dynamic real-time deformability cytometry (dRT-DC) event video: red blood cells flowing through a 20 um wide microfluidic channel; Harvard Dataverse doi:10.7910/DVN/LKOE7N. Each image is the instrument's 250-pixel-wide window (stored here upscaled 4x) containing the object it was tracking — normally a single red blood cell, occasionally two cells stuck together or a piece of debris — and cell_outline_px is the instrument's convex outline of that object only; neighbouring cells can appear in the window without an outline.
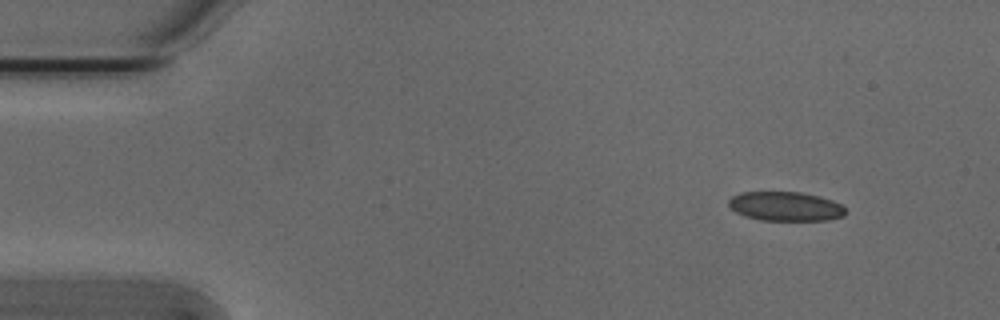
{"species": "Egyptian fruit bat (a non-hibernating species)", "species_latin": "Rousettus aegyptiacus", "temperature_condition": "cold", "stored_images_in_passage": 49, "camera_frame_rate_fps": 3000, "um_per_image_px": 0.085, "animal": {"sex": "male"}, "frame": {"image": 1, "passage_image": 1, "time_ms": 0.0, "image_size_px": [1000, 320], "cell_outline_px": [[844, 216], [828, 220], [760, 220], [744, 216], [736, 212], [728, 204], [728, 200], [732, 196], [740, 192], [800, 192], [820, 196], [832, 200], [840, 204], [844, 208]], "centroid_in_image_um": [66.75, 17.53], "position_along_channel_um": 18.3, "area_um2": 19.88}}
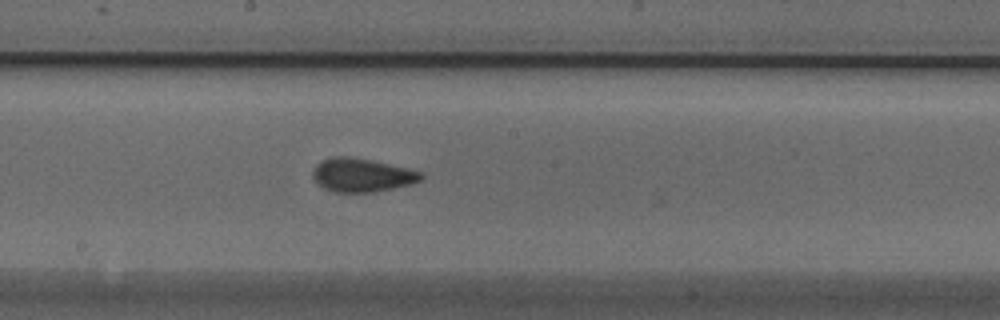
{"frame": {"image": 2, "passage_image": 24, "time_ms": 7.667, "image_size_px": [1000, 320], "cell_outline_px": [[424, 176], [420, 180], [408, 184], [392, 188], [372, 192], [332, 192], [316, 184], [312, 176], [312, 172], [316, 164], [320, 160], [332, 156], [348, 156], [372, 160], [420, 172]], "centroid_in_image_um": [30.65, 14.88], "position_along_channel_um": 217.5, "area_um2": 21.04}}
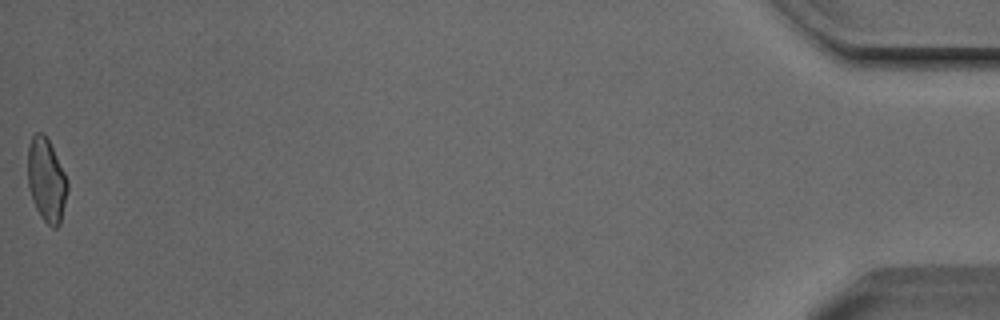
{"frame": {"image": 3, "passage_image": 49, "time_ms": 16.0, "image_size_px": [1000, 320], "cell_outline_px": [[68, 188], [60, 224], [56, 228], [52, 228], [40, 216], [32, 200], [28, 188], [28, 144], [32, 136], [36, 132], [44, 132], [68, 180]], "centroid_in_image_um": [3.94, 15.31], "position_along_channel_um": 431.3, "area_um2": 19.31}, "authors_computed_cell_mechanics": {"area_um2": 20.23, "velocity_mm_per_s": 3.8203, "shape_relaxation_time_tau1_ms": 4.8371, "shape_relaxation_time_tau2_ms": 1.3272, "deformation_change_tau1": 0.1118, "deformation_change_tau2": 0.0621}}